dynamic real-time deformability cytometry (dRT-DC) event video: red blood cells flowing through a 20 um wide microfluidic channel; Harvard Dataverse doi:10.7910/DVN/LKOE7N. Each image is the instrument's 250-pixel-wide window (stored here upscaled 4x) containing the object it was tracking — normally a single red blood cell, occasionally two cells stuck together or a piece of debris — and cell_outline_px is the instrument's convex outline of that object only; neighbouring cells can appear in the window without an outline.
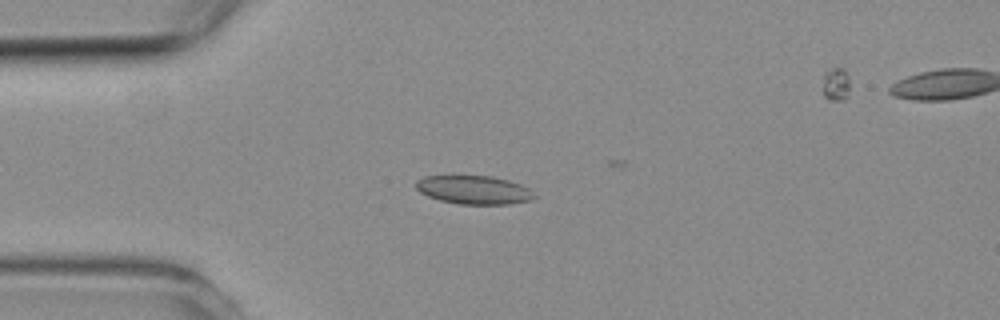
{"species": "common noctule bat (a hibernating species)", "species_latin": "Nyctalus noctula", "temperature_condition": "room temperature", "stored_images_in_passage": 5, "camera_frame_rate_fps": 3000, "um_per_image_px": 0.085, "animal": {"sex": "female", "body_mass_g": 19.3, "forearm_length_mm": 54.1}, "frame": {"image": 1, "passage_image": 3, "time_ms": 2.333, "image_size_px": [1000, 320], "cell_outline_px": [[536, 196], [532, 200], [508, 204], [460, 204], [440, 200], [428, 196], [420, 192], [416, 188], [416, 180], [424, 176], [452, 172], [492, 176], [508, 180], [520, 184], [528, 188]], "centroid_in_image_um": [40.21, 16.08], "position_along_channel_um": 44.8, "area_um2": 20.58}}